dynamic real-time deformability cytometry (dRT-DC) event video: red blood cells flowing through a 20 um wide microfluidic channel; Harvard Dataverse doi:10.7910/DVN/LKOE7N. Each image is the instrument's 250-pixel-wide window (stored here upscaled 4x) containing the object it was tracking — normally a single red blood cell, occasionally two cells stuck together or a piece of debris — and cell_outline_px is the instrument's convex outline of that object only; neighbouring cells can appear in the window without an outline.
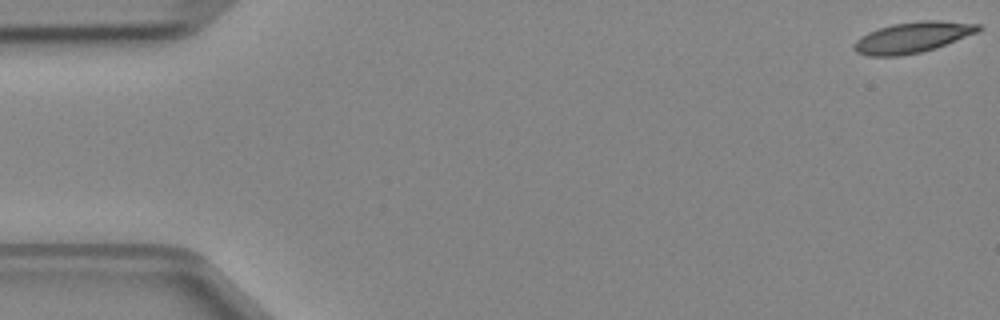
{"species": "Egyptian fruit bat (a non-hibernating species)", "species_latin": "Rousettus aegyptiacus", "temperature_condition": "cold", "stored_images_in_passage": 5, "camera_frame_rate_fps": 3000, "um_per_image_px": 0.085, "animal": {"sex": "female"}, "frame": {"image": 1, "passage_image": 1, "time_ms": 0.0, "image_size_px": [1000, 320], "cell_outline_px": [[984, 28], [980, 32], [936, 48], [920, 52], [900, 56], [868, 56], [856, 52], [852, 48], [852, 44], [860, 36], [868, 32], [892, 24], [920, 20], [940, 20], [980, 24]], "centroid_in_image_um": [77.59, 3.17], "position_along_channel_um": 7.4, "area_um2": 22.66}}
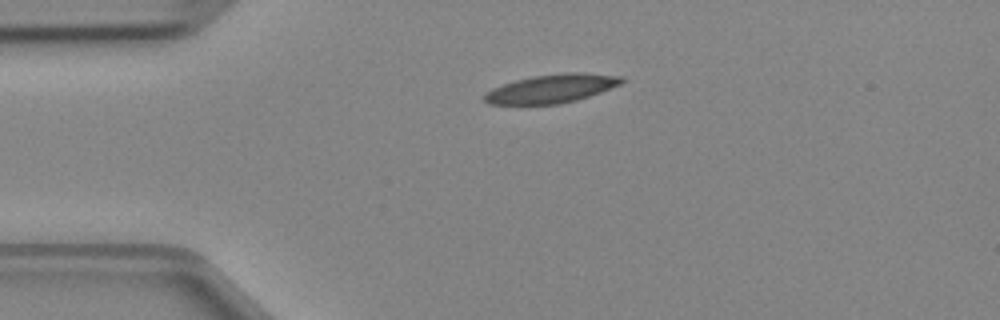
{"frame": {"image": 2, "passage_image": 4, "time_ms": 1.0, "image_size_px": [1000, 320], "cell_outline_px": [[624, 80], [620, 84], [600, 92], [576, 100], [556, 104], [488, 104], [484, 100], [484, 92], [492, 88], [516, 80], [532, 76], [568, 72], [584, 72], [624, 76]], "centroid_in_image_um": [46.88, 7.52], "position_along_channel_um": 38.1, "area_um2": 22.77}}